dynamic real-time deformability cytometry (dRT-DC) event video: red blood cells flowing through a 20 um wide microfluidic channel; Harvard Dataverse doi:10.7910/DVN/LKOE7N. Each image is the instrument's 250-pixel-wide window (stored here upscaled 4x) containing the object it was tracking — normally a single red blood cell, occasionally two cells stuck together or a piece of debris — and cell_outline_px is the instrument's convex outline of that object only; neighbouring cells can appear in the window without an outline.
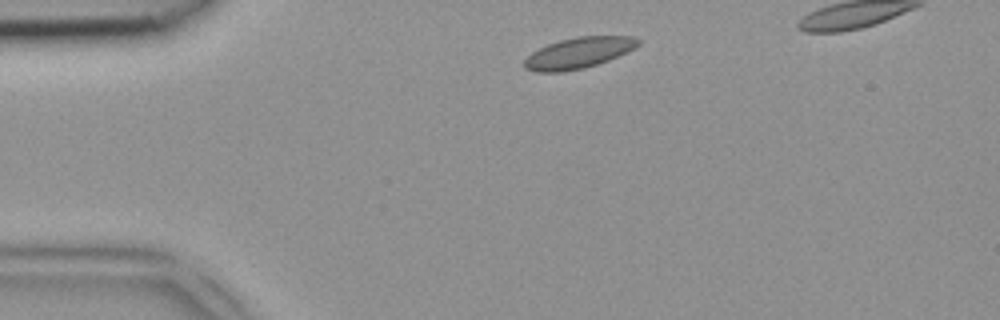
{"species": "common noctule bat (a hibernating species)", "species_latin": "Nyctalus noctula", "temperature_condition": "room temperature", "stored_images_in_passage": 37, "camera_frame_rate_fps": 3000, "um_per_image_px": 0.085, "animal": {"sex": "female", "body_mass_g": 18.4}, "frame": {"image": 1, "passage_image": 3, "time_ms": 0.667, "image_size_px": [1000, 320], "cell_outline_px": [[640, 44], [628, 52], [608, 60], [584, 68], [560, 72], [536, 72], [524, 68], [524, 60], [532, 52], [548, 44], [560, 40], [576, 36], [632, 36], [640, 40]], "centroid_in_image_um": [49.18, 4.49], "position_along_channel_um": 35.8, "area_um2": 20.46}}
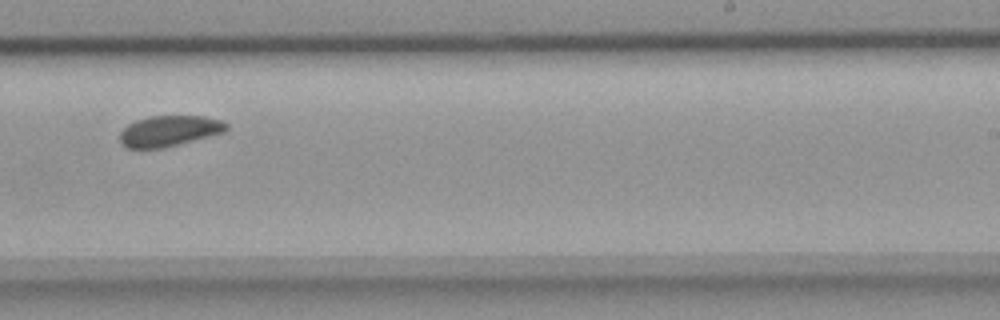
{"frame": {"image": 2, "passage_image": 23, "time_ms": 7.333, "image_size_px": [1000, 320], "cell_outline_px": [[228, 128], [224, 132], [164, 148], [124, 148], [120, 144], [120, 132], [128, 124], [136, 120], [152, 116], [204, 116], [220, 120], [228, 124]], "centroid_in_image_um": [14.35, 11.14], "position_along_channel_um": 274.6, "area_um2": 19.07}}
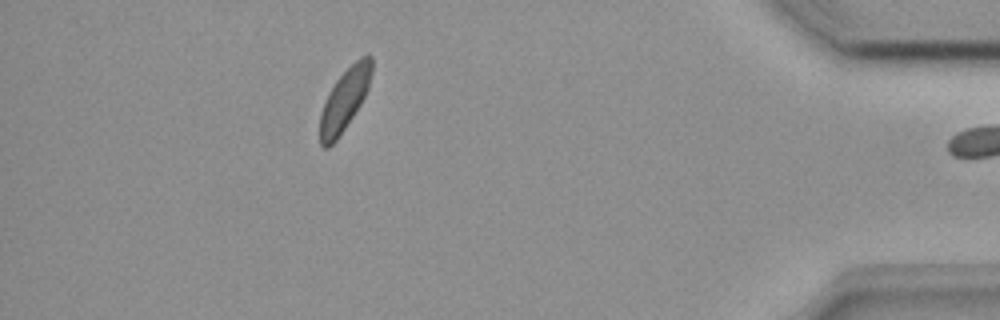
{"frame": {"image": 3, "passage_image": 36, "time_ms": 11.667, "image_size_px": [1000, 320], "cell_outline_px": [[372, 72], [368, 88], [360, 104], [336, 140], [328, 148], [324, 148], [320, 144], [320, 112], [336, 80], [360, 56], [368, 52], [372, 56]], "centroid_in_image_um": [29.3, 8.44], "position_along_channel_um": 405.9, "area_um2": 18.26}}